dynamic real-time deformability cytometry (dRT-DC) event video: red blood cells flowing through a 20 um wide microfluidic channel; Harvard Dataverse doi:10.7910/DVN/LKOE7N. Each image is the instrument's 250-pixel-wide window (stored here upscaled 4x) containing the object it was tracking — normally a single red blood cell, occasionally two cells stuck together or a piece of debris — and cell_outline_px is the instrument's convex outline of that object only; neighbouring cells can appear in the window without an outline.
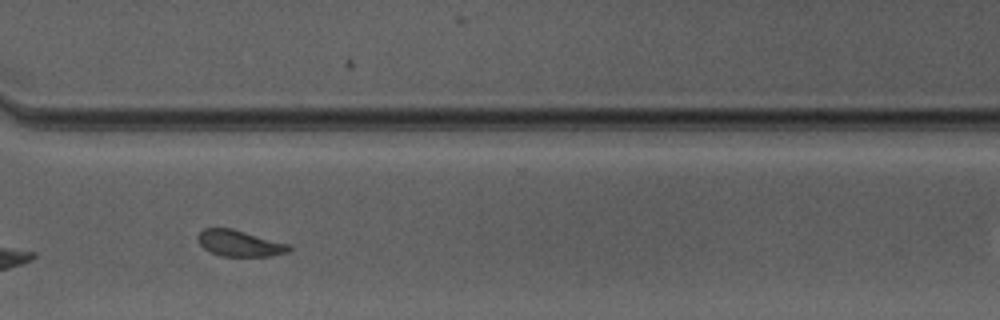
{"species": "Egyptian fruit bat (a non-hibernating species)", "species_latin": "Rousettus aegyptiacus", "temperature_condition": "warm", "stored_images_in_passage": 30, "camera_frame_rate_fps": 3000, "um_per_image_px": 0.085, "animal": {"sex": "male"}, "frame": {"image": 1, "passage_image": 26, "time_ms": 8.333, "image_size_px": [1000, 320], "cell_outline_px": [[292, 248], [288, 252], [272, 256], [220, 256], [208, 252], [200, 244], [196, 236], [204, 228], [232, 228], [288, 244]], "centroid_in_image_um": [20.33, 20.69], "position_along_channel_um": 350.3, "area_um2": 13.93}, "authors_computed_cell_mechanics": {"area_um2": 14.2766, "velocity_mm_per_s": 4.1413, "shape_relaxation_time_tau1_ms": 9.714, "shape_relaxation_time_tau2_ms": 1.7674, "deformation_change_tau1": 0.1714, "deformation_change_tau2": 0.0892}}